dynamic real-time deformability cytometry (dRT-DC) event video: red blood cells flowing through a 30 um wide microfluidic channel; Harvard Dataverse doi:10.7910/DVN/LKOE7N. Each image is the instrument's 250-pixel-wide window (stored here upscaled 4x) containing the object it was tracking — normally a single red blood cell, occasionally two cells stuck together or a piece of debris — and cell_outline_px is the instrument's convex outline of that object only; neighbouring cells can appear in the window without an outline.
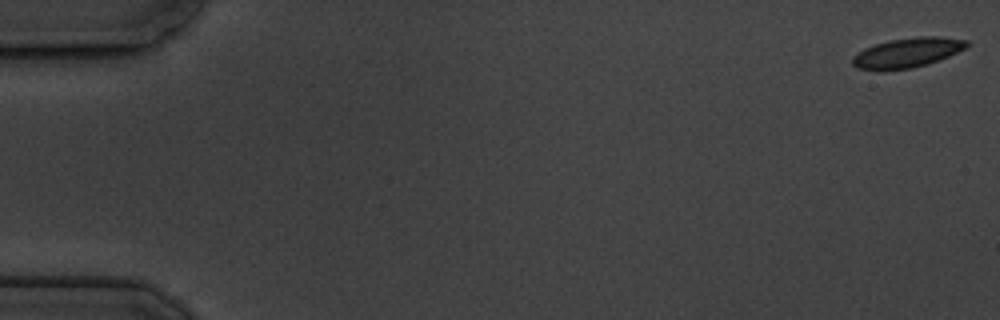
{"species": "common noctule bat (a hibernating species)", "species_latin": "Nyctalus noctula", "temperature_condition": "cold", "stored_images_in_passage": 9, "camera_frame_rate_fps": 3000, "um_per_image_px": 0.085, "animal": {"sex": "male", "body_mass_g": 19.5, "forearm_length_mm": 54.6}, "frame": {"image": 1, "passage_image": 1, "time_ms": 0.0, "image_size_px": [1000, 320], "cell_outline_px": [[972, 44], [948, 56], [928, 64], [912, 68], [884, 72], [880, 72], [856, 68], [852, 64], [852, 56], [864, 48], [876, 44], [892, 40], [920, 36], [936, 36], [968, 40]], "centroid_in_image_um": [77.08, 4.51], "position_along_channel_um": 7.9, "area_um2": 20.06}}